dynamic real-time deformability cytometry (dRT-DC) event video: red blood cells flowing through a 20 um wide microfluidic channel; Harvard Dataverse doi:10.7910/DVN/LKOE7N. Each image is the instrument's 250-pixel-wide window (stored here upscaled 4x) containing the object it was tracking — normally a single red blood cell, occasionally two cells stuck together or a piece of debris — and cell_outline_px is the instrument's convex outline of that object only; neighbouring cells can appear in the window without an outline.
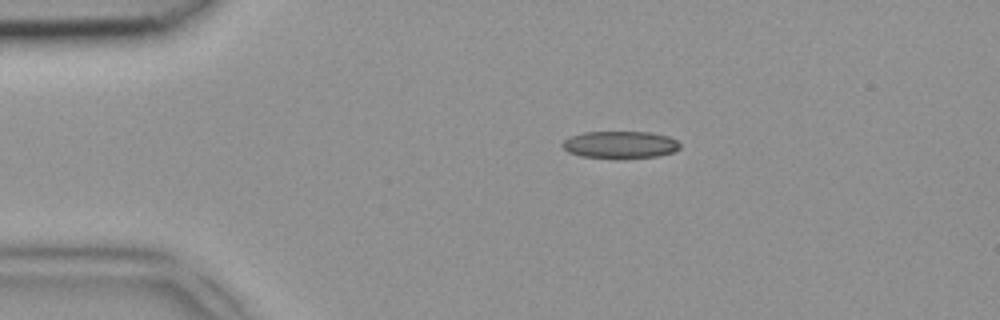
{"species": "common noctule bat (a hibernating species)", "species_latin": "Nyctalus noctula", "temperature_condition": "room temperature", "stored_images_in_passage": 46, "camera_frame_rate_fps": 3000, "um_per_image_px": 0.085, "animal": {"sex": "female", "body_mass_g": 18.4}, "frame": {"image": 1, "passage_image": 9, "time_ms": 2.667, "image_size_px": [1000, 320], "cell_outline_px": [[680, 148], [672, 152], [656, 156], [620, 160], [616, 160], [580, 156], [568, 152], [560, 144], [568, 136], [584, 132], [652, 132], [668, 136], [676, 140], [680, 144]], "centroid_in_image_um": [52.67, 12.32], "position_along_channel_um": 32.3, "area_um2": 19.19}}
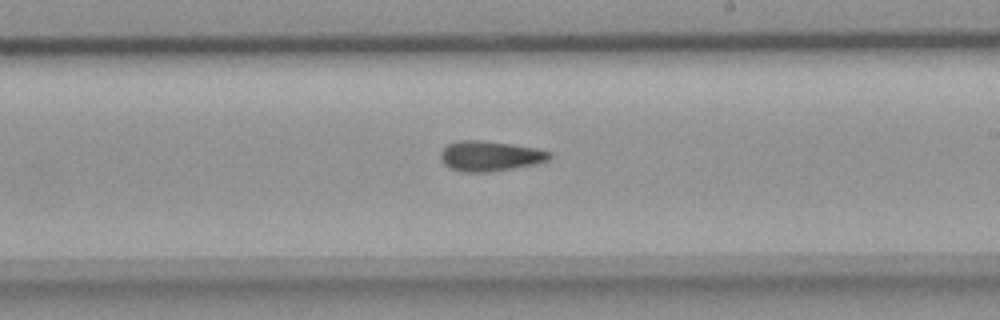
{"frame": {"image": 2, "passage_image": 27, "time_ms": 8.667, "image_size_px": [1000, 320], "cell_outline_px": [[552, 156], [548, 160], [532, 164], [512, 168], [488, 172], [464, 172], [452, 168], [444, 164], [440, 160], [440, 152], [448, 144], [456, 140], [480, 140], [512, 144], [536, 148], [552, 152]], "centroid_in_image_um": [41.63, 13.25], "position_along_channel_um": 247.4, "area_um2": 19.07}}
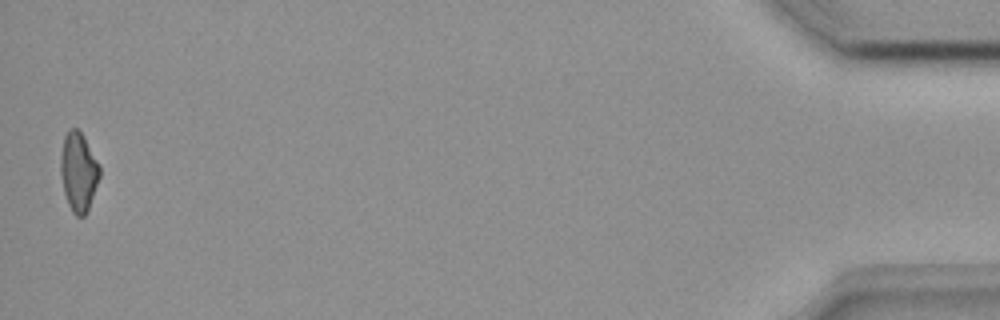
{"frame": {"image": 3, "passage_image": 46, "time_ms": 15.0, "image_size_px": [1000, 320], "cell_outline_px": [[100, 176], [88, 208], [84, 216], [76, 216], [72, 212], [68, 204], [64, 192], [60, 172], [60, 156], [64, 136], [68, 128], [76, 128], [84, 136], [100, 164]], "centroid_in_image_um": [6.67, 14.57], "position_along_channel_um": 428.5, "area_um2": 18.03}}